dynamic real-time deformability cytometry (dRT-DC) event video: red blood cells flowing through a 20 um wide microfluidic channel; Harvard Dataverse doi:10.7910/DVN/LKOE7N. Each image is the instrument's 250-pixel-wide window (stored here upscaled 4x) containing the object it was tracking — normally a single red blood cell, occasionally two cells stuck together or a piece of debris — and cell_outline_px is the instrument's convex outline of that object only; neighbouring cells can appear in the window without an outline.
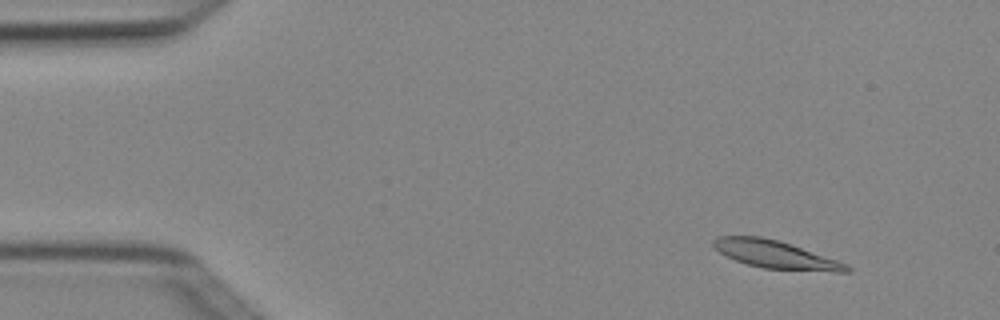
{"species": "Egyptian fruit bat (a non-hibernating species)", "species_latin": "Rousettus aegyptiacus", "temperature_condition": "cold", "stored_images_in_passage": 7, "camera_frame_rate_fps": 3000, "um_per_image_px": 0.085, "animal": {"sex": "female"}, "frame": {"image": 1, "passage_image": 2, "time_ms": 0.333, "image_size_px": [1000, 320], "cell_outline_px": [[852, 272], [836, 272], [764, 268], [748, 264], [736, 260], [720, 252], [712, 244], [712, 240], [716, 236], [760, 236], [780, 240], [848, 264], [852, 268]], "centroid_in_image_um": [65.95, 21.63], "position_along_channel_um": 19.0, "area_um2": 21.5}}
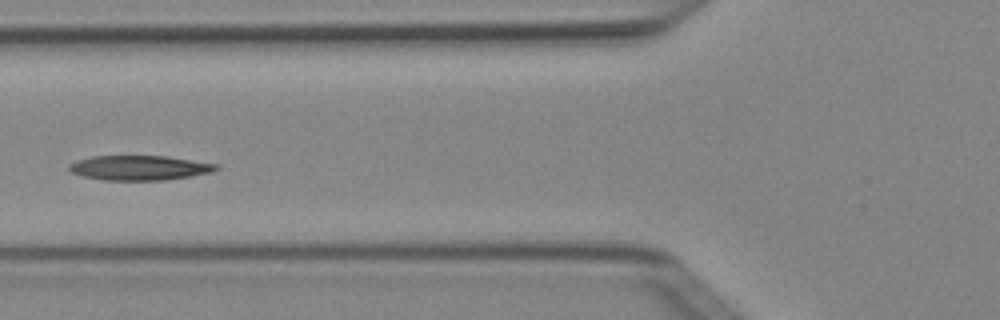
{"frame": {"image": 2, "passage_image": 6, "time_ms": 1.667, "image_size_px": [1000, 320], "cell_outline_px": [[220, 168], [212, 172], [164, 180], [104, 180], [84, 176], [72, 172], [68, 168], [68, 164], [76, 160], [92, 156], [168, 156], [220, 164]], "centroid_in_image_um": [11.88, 14.25], "position_along_channel_um": 113.9, "area_um2": 21.21}}
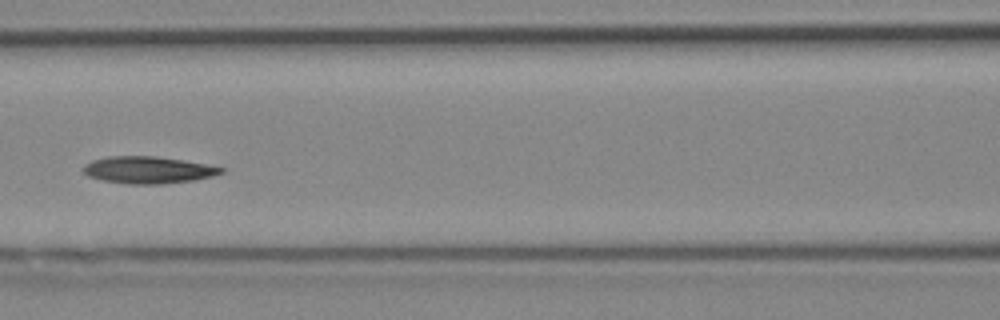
{"frame": {"image": 3, "passage_image": 7, "time_ms": 2.0, "image_size_px": [1000, 320], "cell_outline_px": [[224, 172], [212, 176], [196, 180], [160, 184], [128, 184], [104, 180], [88, 176], [80, 168], [84, 164], [92, 160], [108, 156], [156, 156], [184, 160], [224, 168]], "centroid_in_image_um": [12.56, 14.44], "position_along_channel_um": 154.0, "area_um2": 21.73}}